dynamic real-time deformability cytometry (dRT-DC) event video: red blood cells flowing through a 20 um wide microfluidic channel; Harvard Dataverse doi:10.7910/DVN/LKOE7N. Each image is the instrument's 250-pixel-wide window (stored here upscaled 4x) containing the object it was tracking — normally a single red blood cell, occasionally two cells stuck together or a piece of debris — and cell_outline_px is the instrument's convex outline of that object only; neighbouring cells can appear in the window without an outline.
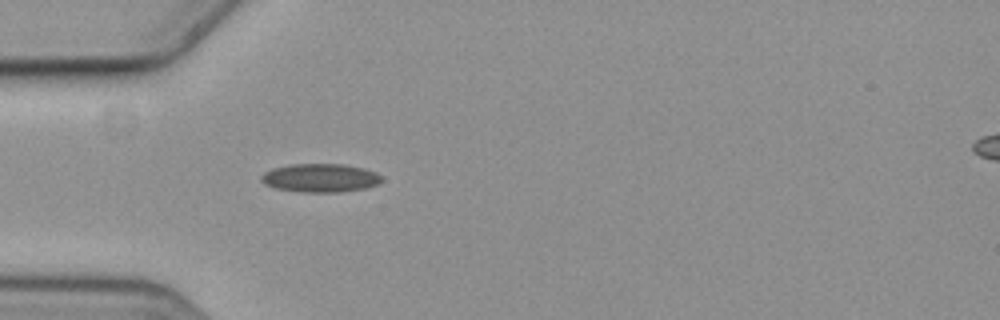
{"species": "common noctule bat (a hibernating species)", "species_latin": "Nyctalus noctula", "temperature_condition": "cold", "stored_images_in_passage": 41, "camera_frame_rate_fps": 3000, "um_per_image_px": 0.085, "animal": {"sex": "female", "body_mass_g": 19.3, "forearm_length_mm": 54.1}, "frame": {"image": 1, "passage_image": 1, "time_ms": 0.0, "image_size_px": [1000, 320], "cell_outline_px": [[380, 180], [376, 184], [364, 188], [340, 192], [300, 192], [276, 188], [264, 184], [260, 180], [260, 176], [264, 172], [272, 168], [288, 164], [344, 164], [364, 168], [376, 172], [380, 176]], "centroid_in_image_um": [27.16, 15.11], "position_along_channel_um": 57.8, "area_um2": 20.0}}
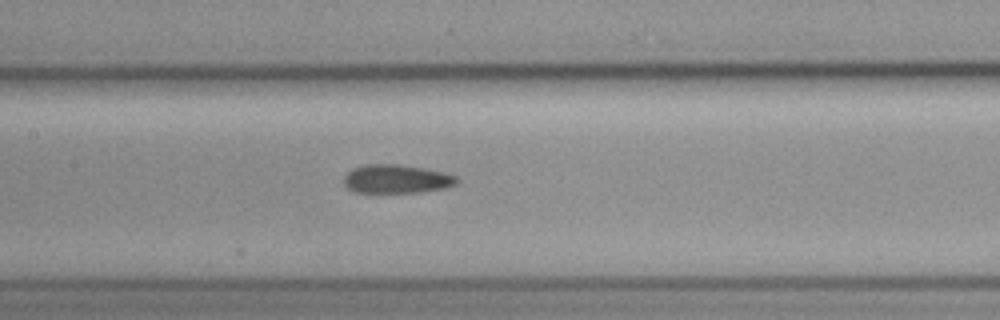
{"frame": {"image": 2, "passage_image": 11, "time_ms": 3.333, "image_size_px": [1000, 320], "cell_outline_px": [[460, 180], [456, 184], [444, 188], [420, 192], [356, 192], [348, 188], [344, 184], [344, 176], [352, 168], [364, 164], [396, 164], [424, 168], [456, 176]], "centroid_in_image_um": [33.68, 15.2], "position_along_channel_um": 173.7, "area_um2": 18.73}}
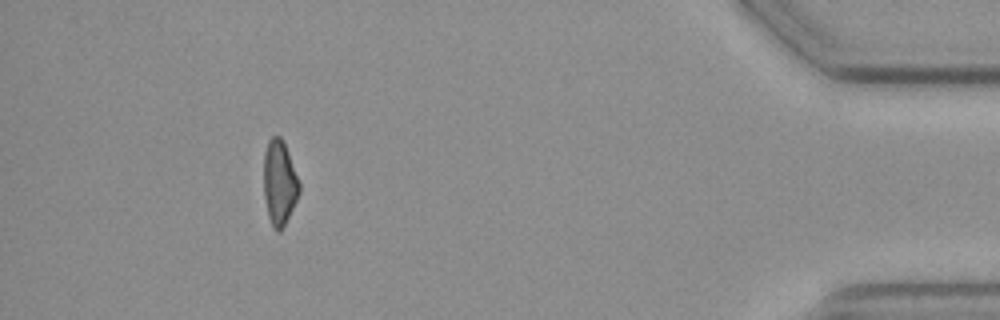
{"frame": {"image": 3, "passage_image": 36, "time_ms": 11.667, "image_size_px": [1000, 320], "cell_outline_px": [[300, 192], [280, 232], [276, 232], [272, 228], [268, 216], [264, 196], [264, 152], [268, 140], [272, 136], [280, 136], [288, 152], [300, 184]], "centroid_in_image_um": [23.73, 15.54], "position_along_channel_um": 411.5, "area_um2": 17.4}, "authors_computed_cell_mechanics": {"area_um2": 18.9584, "velocity_mm_per_s": 3.6132, "shape_relaxation_time_tau1_ms": null, "shape_relaxation_time_tau2_ms": 4.5698, "deformation_change_tau1": null, "deformation_change_tau2": 0.1166}}